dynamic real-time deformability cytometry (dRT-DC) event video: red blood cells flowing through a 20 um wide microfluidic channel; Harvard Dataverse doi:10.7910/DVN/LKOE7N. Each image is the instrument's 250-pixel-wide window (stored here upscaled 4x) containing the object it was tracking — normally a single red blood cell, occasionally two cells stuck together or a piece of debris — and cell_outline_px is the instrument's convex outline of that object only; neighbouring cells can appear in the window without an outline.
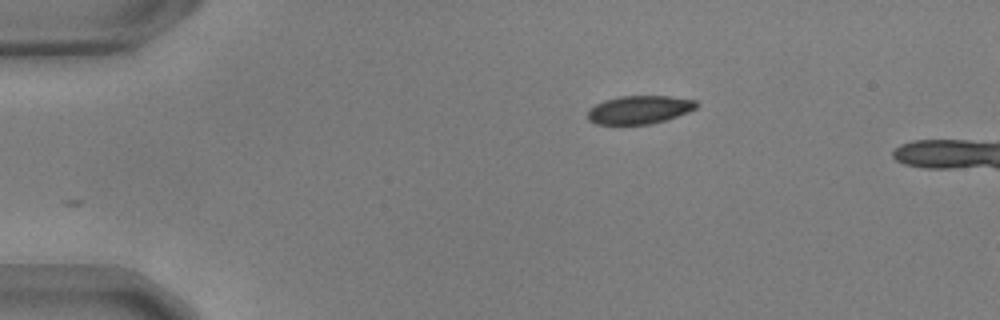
{"species": "common noctule bat (a hibernating species)", "species_latin": "Nyctalus noctula", "temperature_condition": "warm", "stored_images_in_passage": 7, "camera_frame_rate_fps": 3000, "um_per_image_px": 0.085, "animal": {"sex": "male", "body_mass_g": 17.9, "forearm_length_mm": 54.2}, "frame": {"image": 1, "passage_image": 1, "time_ms": 0.0, "image_size_px": [1000, 320], "cell_outline_px": [[700, 104], [696, 108], [688, 112], [664, 120], [648, 124], [596, 124], [588, 120], [588, 112], [596, 104], [604, 100], [620, 96], [668, 96], [696, 100]], "centroid_in_image_um": [54.36, 9.32], "position_along_channel_um": 30.6, "area_um2": 17.74}}